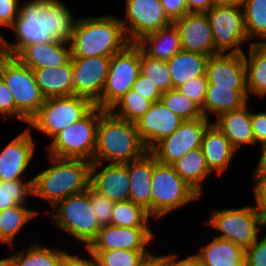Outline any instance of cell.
Listing matches in <instances>:
<instances>
[{
  "label": "cell",
  "instance_id": "52a82bcc",
  "mask_svg": "<svg viewBox=\"0 0 266 266\" xmlns=\"http://www.w3.org/2000/svg\"><path fill=\"white\" fill-rule=\"evenodd\" d=\"M104 111L94 106L79 121L59 132L48 145V153L57 158L84 159L92 162L99 118Z\"/></svg>",
  "mask_w": 266,
  "mask_h": 266
},
{
  "label": "cell",
  "instance_id": "bcb514c9",
  "mask_svg": "<svg viewBox=\"0 0 266 266\" xmlns=\"http://www.w3.org/2000/svg\"><path fill=\"white\" fill-rule=\"evenodd\" d=\"M245 249V266H266V234Z\"/></svg>",
  "mask_w": 266,
  "mask_h": 266
},
{
  "label": "cell",
  "instance_id": "d6a6232c",
  "mask_svg": "<svg viewBox=\"0 0 266 266\" xmlns=\"http://www.w3.org/2000/svg\"><path fill=\"white\" fill-rule=\"evenodd\" d=\"M37 210L26 208L25 204H18L0 211V229L2 243L13 246L18 232L30 219L37 215Z\"/></svg>",
  "mask_w": 266,
  "mask_h": 266
},
{
  "label": "cell",
  "instance_id": "680465c9",
  "mask_svg": "<svg viewBox=\"0 0 266 266\" xmlns=\"http://www.w3.org/2000/svg\"><path fill=\"white\" fill-rule=\"evenodd\" d=\"M0 266H15V263L13 262V259L8 256L6 258L0 259Z\"/></svg>",
  "mask_w": 266,
  "mask_h": 266
},
{
  "label": "cell",
  "instance_id": "ab89813d",
  "mask_svg": "<svg viewBox=\"0 0 266 266\" xmlns=\"http://www.w3.org/2000/svg\"><path fill=\"white\" fill-rule=\"evenodd\" d=\"M32 180L0 181V211L18 204H26L33 196Z\"/></svg>",
  "mask_w": 266,
  "mask_h": 266
},
{
  "label": "cell",
  "instance_id": "9a60e30c",
  "mask_svg": "<svg viewBox=\"0 0 266 266\" xmlns=\"http://www.w3.org/2000/svg\"><path fill=\"white\" fill-rule=\"evenodd\" d=\"M111 57H71L73 95L82 96L95 104L103 93Z\"/></svg>",
  "mask_w": 266,
  "mask_h": 266
},
{
  "label": "cell",
  "instance_id": "9f6ffc18",
  "mask_svg": "<svg viewBox=\"0 0 266 266\" xmlns=\"http://www.w3.org/2000/svg\"><path fill=\"white\" fill-rule=\"evenodd\" d=\"M244 0H211L213 6H242Z\"/></svg>",
  "mask_w": 266,
  "mask_h": 266
},
{
  "label": "cell",
  "instance_id": "ba28073f",
  "mask_svg": "<svg viewBox=\"0 0 266 266\" xmlns=\"http://www.w3.org/2000/svg\"><path fill=\"white\" fill-rule=\"evenodd\" d=\"M205 224L220 232L216 237L227 239L242 247H250L263 226L262 210L255 204L238 208L213 209Z\"/></svg>",
  "mask_w": 266,
  "mask_h": 266
},
{
  "label": "cell",
  "instance_id": "6125c7cd",
  "mask_svg": "<svg viewBox=\"0 0 266 266\" xmlns=\"http://www.w3.org/2000/svg\"><path fill=\"white\" fill-rule=\"evenodd\" d=\"M0 243H2V234H1V229H0Z\"/></svg>",
  "mask_w": 266,
  "mask_h": 266
},
{
  "label": "cell",
  "instance_id": "7bdbcfd3",
  "mask_svg": "<svg viewBox=\"0 0 266 266\" xmlns=\"http://www.w3.org/2000/svg\"><path fill=\"white\" fill-rule=\"evenodd\" d=\"M207 85L208 81L206 75H204L190 79L177 89L202 108L205 101Z\"/></svg>",
  "mask_w": 266,
  "mask_h": 266
},
{
  "label": "cell",
  "instance_id": "7a4b0ae2",
  "mask_svg": "<svg viewBox=\"0 0 266 266\" xmlns=\"http://www.w3.org/2000/svg\"><path fill=\"white\" fill-rule=\"evenodd\" d=\"M129 44L121 18L113 14L83 17L74 23L71 57H111Z\"/></svg>",
  "mask_w": 266,
  "mask_h": 266
},
{
  "label": "cell",
  "instance_id": "8d00e7d4",
  "mask_svg": "<svg viewBox=\"0 0 266 266\" xmlns=\"http://www.w3.org/2000/svg\"><path fill=\"white\" fill-rule=\"evenodd\" d=\"M242 7L248 39L259 38L252 43H259L260 39V41L265 40L266 0H244Z\"/></svg>",
  "mask_w": 266,
  "mask_h": 266
},
{
  "label": "cell",
  "instance_id": "e575fe53",
  "mask_svg": "<svg viewBox=\"0 0 266 266\" xmlns=\"http://www.w3.org/2000/svg\"><path fill=\"white\" fill-rule=\"evenodd\" d=\"M150 214L131 200L114 203L111 224L119 227H149ZM149 222V223H148Z\"/></svg>",
  "mask_w": 266,
  "mask_h": 266
},
{
  "label": "cell",
  "instance_id": "4dcf8cb0",
  "mask_svg": "<svg viewBox=\"0 0 266 266\" xmlns=\"http://www.w3.org/2000/svg\"><path fill=\"white\" fill-rule=\"evenodd\" d=\"M248 56L243 53L248 96H266V50L259 43L250 42Z\"/></svg>",
  "mask_w": 266,
  "mask_h": 266
},
{
  "label": "cell",
  "instance_id": "5bb4252c",
  "mask_svg": "<svg viewBox=\"0 0 266 266\" xmlns=\"http://www.w3.org/2000/svg\"><path fill=\"white\" fill-rule=\"evenodd\" d=\"M124 19H121L130 43L158 31L172 21L166 16L160 0H126Z\"/></svg>",
  "mask_w": 266,
  "mask_h": 266
},
{
  "label": "cell",
  "instance_id": "f546056e",
  "mask_svg": "<svg viewBox=\"0 0 266 266\" xmlns=\"http://www.w3.org/2000/svg\"><path fill=\"white\" fill-rule=\"evenodd\" d=\"M209 56L180 50L167 61L172 89H177L192 78L205 75Z\"/></svg>",
  "mask_w": 266,
  "mask_h": 266
},
{
  "label": "cell",
  "instance_id": "816d5d0a",
  "mask_svg": "<svg viewBox=\"0 0 266 266\" xmlns=\"http://www.w3.org/2000/svg\"><path fill=\"white\" fill-rule=\"evenodd\" d=\"M85 249L91 259L76 254L71 255L64 251L60 266H98L95 255L87 247Z\"/></svg>",
  "mask_w": 266,
  "mask_h": 266
},
{
  "label": "cell",
  "instance_id": "30bf717a",
  "mask_svg": "<svg viewBox=\"0 0 266 266\" xmlns=\"http://www.w3.org/2000/svg\"><path fill=\"white\" fill-rule=\"evenodd\" d=\"M94 106L89 99L82 96L48 98L45 99L39 112L29 121V126L52 139L83 118Z\"/></svg>",
  "mask_w": 266,
  "mask_h": 266
},
{
  "label": "cell",
  "instance_id": "2e32d148",
  "mask_svg": "<svg viewBox=\"0 0 266 266\" xmlns=\"http://www.w3.org/2000/svg\"><path fill=\"white\" fill-rule=\"evenodd\" d=\"M155 235L150 227L103 226L87 247L89 250L148 251L147 246Z\"/></svg>",
  "mask_w": 266,
  "mask_h": 266
},
{
  "label": "cell",
  "instance_id": "f1b7e54d",
  "mask_svg": "<svg viewBox=\"0 0 266 266\" xmlns=\"http://www.w3.org/2000/svg\"><path fill=\"white\" fill-rule=\"evenodd\" d=\"M248 100L247 90H234L232 87H216L214 84H208L201 112L203 117L210 120V113L217 118L222 113L244 107L248 104Z\"/></svg>",
  "mask_w": 266,
  "mask_h": 266
},
{
  "label": "cell",
  "instance_id": "4fadbf2b",
  "mask_svg": "<svg viewBox=\"0 0 266 266\" xmlns=\"http://www.w3.org/2000/svg\"><path fill=\"white\" fill-rule=\"evenodd\" d=\"M210 124L211 121L203 116L185 120L172 135L159 141L150 152L157 162L172 165L186 153L201 147L204 132Z\"/></svg>",
  "mask_w": 266,
  "mask_h": 266
},
{
  "label": "cell",
  "instance_id": "4316f807",
  "mask_svg": "<svg viewBox=\"0 0 266 266\" xmlns=\"http://www.w3.org/2000/svg\"><path fill=\"white\" fill-rule=\"evenodd\" d=\"M135 44L146 55L162 61L170 60L182 50L179 32L173 22L158 31L144 35Z\"/></svg>",
  "mask_w": 266,
  "mask_h": 266
},
{
  "label": "cell",
  "instance_id": "7dc6e473",
  "mask_svg": "<svg viewBox=\"0 0 266 266\" xmlns=\"http://www.w3.org/2000/svg\"><path fill=\"white\" fill-rule=\"evenodd\" d=\"M253 196L255 204L263 210L266 207V170L255 168L253 174Z\"/></svg>",
  "mask_w": 266,
  "mask_h": 266
},
{
  "label": "cell",
  "instance_id": "e0dca14e",
  "mask_svg": "<svg viewBox=\"0 0 266 266\" xmlns=\"http://www.w3.org/2000/svg\"><path fill=\"white\" fill-rule=\"evenodd\" d=\"M89 186L95 192L106 196L114 203L128 201L130 195V177L127 163H91Z\"/></svg>",
  "mask_w": 266,
  "mask_h": 266
},
{
  "label": "cell",
  "instance_id": "11a10c76",
  "mask_svg": "<svg viewBox=\"0 0 266 266\" xmlns=\"http://www.w3.org/2000/svg\"><path fill=\"white\" fill-rule=\"evenodd\" d=\"M149 252L139 266H166V255H153Z\"/></svg>",
  "mask_w": 266,
  "mask_h": 266
},
{
  "label": "cell",
  "instance_id": "d590c367",
  "mask_svg": "<svg viewBox=\"0 0 266 266\" xmlns=\"http://www.w3.org/2000/svg\"><path fill=\"white\" fill-rule=\"evenodd\" d=\"M151 104L149 100L131 89L120 97L108 110L118 118L137 123L149 110Z\"/></svg>",
  "mask_w": 266,
  "mask_h": 266
},
{
  "label": "cell",
  "instance_id": "7c38bea8",
  "mask_svg": "<svg viewBox=\"0 0 266 266\" xmlns=\"http://www.w3.org/2000/svg\"><path fill=\"white\" fill-rule=\"evenodd\" d=\"M140 74V48L130 43L123 51L111 56L108 77L101 98L94 104L108 110L132 86Z\"/></svg>",
  "mask_w": 266,
  "mask_h": 266
},
{
  "label": "cell",
  "instance_id": "ac0fdd59",
  "mask_svg": "<svg viewBox=\"0 0 266 266\" xmlns=\"http://www.w3.org/2000/svg\"><path fill=\"white\" fill-rule=\"evenodd\" d=\"M32 128L27 127L12 139L0 152V181L22 180L25 170L35 155Z\"/></svg>",
  "mask_w": 266,
  "mask_h": 266
},
{
  "label": "cell",
  "instance_id": "94428289",
  "mask_svg": "<svg viewBox=\"0 0 266 266\" xmlns=\"http://www.w3.org/2000/svg\"><path fill=\"white\" fill-rule=\"evenodd\" d=\"M259 44L266 50V39L259 41Z\"/></svg>",
  "mask_w": 266,
  "mask_h": 266
},
{
  "label": "cell",
  "instance_id": "db71d44e",
  "mask_svg": "<svg viewBox=\"0 0 266 266\" xmlns=\"http://www.w3.org/2000/svg\"><path fill=\"white\" fill-rule=\"evenodd\" d=\"M189 13H206L211 7V0H186Z\"/></svg>",
  "mask_w": 266,
  "mask_h": 266
},
{
  "label": "cell",
  "instance_id": "5b68a950",
  "mask_svg": "<svg viewBox=\"0 0 266 266\" xmlns=\"http://www.w3.org/2000/svg\"><path fill=\"white\" fill-rule=\"evenodd\" d=\"M151 189L150 216L155 220L201 197L175 172L172 165L157 162L154 155Z\"/></svg>",
  "mask_w": 266,
  "mask_h": 266
},
{
  "label": "cell",
  "instance_id": "6da1fadb",
  "mask_svg": "<svg viewBox=\"0 0 266 266\" xmlns=\"http://www.w3.org/2000/svg\"><path fill=\"white\" fill-rule=\"evenodd\" d=\"M60 0H28L21 3L13 22L15 43L8 42L0 31V52L15 56L23 47L55 40L70 42L76 19Z\"/></svg>",
  "mask_w": 266,
  "mask_h": 266
},
{
  "label": "cell",
  "instance_id": "91938a15",
  "mask_svg": "<svg viewBox=\"0 0 266 266\" xmlns=\"http://www.w3.org/2000/svg\"><path fill=\"white\" fill-rule=\"evenodd\" d=\"M263 227H266V207L262 210Z\"/></svg>",
  "mask_w": 266,
  "mask_h": 266
},
{
  "label": "cell",
  "instance_id": "681fc988",
  "mask_svg": "<svg viewBox=\"0 0 266 266\" xmlns=\"http://www.w3.org/2000/svg\"><path fill=\"white\" fill-rule=\"evenodd\" d=\"M251 124L254 135L255 144L260 146L266 144V111L260 113L251 112Z\"/></svg>",
  "mask_w": 266,
  "mask_h": 266
},
{
  "label": "cell",
  "instance_id": "d4e9b609",
  "mask_svg": "<svg viewBox=\"0 0 266 266\" xmlns=\"http://www.w3.org/2000/svg\"><path fill=\"white\" fill-rule=\"evenodd\" d=\"M130 177L131 200L150 214V192L152 191L153 154L148 151L141 158L127 163Z\"/></svg>",
  "mask_w": 266,
  "mask_h": 266
},
{
  "label": "cell",
  "instance_id": "6f0895ef",
  "mask_svg": "<svg viewBox=\"0 0 266 266\" xmlns=\"http://www.w3.org/2000/svg\"><path fill=\"white\" fill-rule=\"evenodd\" d=\"M256 168L266 170V144L261 146V154Z\"/></svg>",
  "mask_w": 266,
  "mask_h": 266
},
{
  "label": "cell",
  "instance_id": "83f0119b",
  "mask_svg": "<svg viewBox=\"0 0 266 266\" xmlns=\"http://www.w3.org/2000/svg\"><path fill=\"white\" fill-rule=\"evenodd\" d=\"M199 250L200 266H245V250L227 239L215 237Z\"/></svg>",
  "mask_w": 266,
  "mask_h": 266
},
{
  "label": "cell",
  "instance_id": "f907efd6",
  "mask_svg": "<svg viewBox=\"0 0 266 266\" xmlns=\"http://www.w3.org/2000/svg\"><path fill=\"white\" fill-rule=\"evenodd\" d=\"M166 16L173 22L189 13L186 0H160Z\"/></svg>",
  "mask_w": 266,
  "mask_h": 266
},
{
  "label": "cell",
  "instance_id": "8fae6325",
  "mask_svg": "<svg viewBox=\"0 0 266 266\" xmlns=\"http://www.w3.org/2000/svg\"><path fill=\"white\" fill-rule=\"evenodd\" d=\"M215 54H242L248 41L242 6H213L207 12Z\"/></svg>",
  "mask_w": 266,
  "mask_h": 266
},
{
  "label": "cell",
  "instance_id": "f35d334b",
  "mask_svg": "<svg viewBox=\"0 0 266 266\" xmlns=\"http://www.w3.org/2000/svg\"><path fill=\"white\" fill-rule=\"evenodd\" d=\"M140 72L149 77L150 81L157 86L161 92L172 89L171 76L167 61L152 58L140 49Z\"/></svg>",
  "mask_w": 266,
  "mask_h": 266
},
{
  "label": "cell",
  "instance_id": "836d02e7",
  "mask_svg": "<svg viewBox=\"0 0 266 266\" xmlns=\"http://www.w3.org/2000/svg\"><path fill=\"white\" fill-rule=\"evenodd\" d=\"M63 253L64 251L58 248H48L36 243L27 250L14 252L10 257L15 266H60Z\"/></svg>",
  "mask_w": 266,
  "mask_h": 266
},
{
  "label": "cell",
  "instance_id": "74e56055",
  "mask_svg": "<svg viewBox=\"0 0 266 266\" xmlns=\"http://www.w3.org/2000/svg\"><path fill=\"white\" fill-rule=\"evenodd\" d=\"M162 103L183 121L202 117L201 108L178 89L162 92Z\"/></svg>",
  "mask_w": 266,
  "mask_h": 266
},
{
  "label": "cell",
  "instance_id": "d6986e66",
  "mask_svg": "<svg viewBox=\"0 0 266 266\" xmlns=\"http://www.w3.org/2000/svg\"><path fill=\"white\" fill-rule=\"evenodd\" d=\"M182 122L160 100L151 104L136 126L140 139L150 151L159 141L172 135Z\"/></svg>",
  "mask_w": 266,
  "mask_h": 266
},
{
  "label": "cell",
  "instance_id": "8992f818",
  "mask_svg": "<svg viewBox=\"0 0 266 266\" xmlns=\"http://www.w3.org/2000/svg\"><path fill=\"white\" fill-rule=\"evenodd\" d=\"M55 212H47L54 226L70 234L84 247H88L97 237L102 228L97 221L92 207L91 193L86 190L82 193L71 195L54 207Z\"/></svg>",
  "mask_w": 266,
  "mask_h": 266
},
{
  "label": "cell",
  "instance_id": "60d3db41",
  "mask_svg": "<svg viewBox=\"0 0 266 266\" xmlns=\"http://www.w3.org/2000/svg\"><path fill=\"white\" fill-rule=\"evenodd\" d=\"M98 266H139L149 251L132 250H90Z\"/></svg>",
  "mask_w": 266,
  "mask_h": 266
},
{
  "label": "cell",
  "instance_id": "9c48e42d",
  "mask_svg": "<svg viewBox=\"0 0 266 266\" xmlns=\"http://www.w3.org/2000/svg\"><path fill=\"white\" fill-rule=\"evenodd\" d=\"M0 78L8 86L16 109L30 121L45 101L33 70L15 56L0 52Z\"/></svg>",
  "mask_w": 266,
  "mask_h": 266
},
{
  "label": "cell",
  "instance_id": "7402d4cb",
  "mask_svg": "<svg viewBox=\"0 0 266 266\" xmlns=\"http://www.w3.org/2000/svg\"><path fill=\"white\" fill-rule=\"evenodd\" d=\"M71 56L70 42L59 40L27 45L15 55L22 64L31 69L62 66Z\"/></svg>",
  "mask_w": 266,
  "mask_h": 266
},
{
  "label": "cell",
  "instance_id": "c3c4849f",
  "mask_svg": "<svg viewBox=\"0 0 266 266\" xmlns=\"http://www.w3.org/2000/svg\"><path fill=\"white\" fill-rule=\"evenodd\" d=\"M19 12V0H0V26L10 28Z\"/></svg>",
  "mask_w": 266,
  "mask_h": 266
},
{
  "label": "cell",
  "instance_id": "ee69618b",
  "mask_svg": "<svg viewBox=\"0 0 266 266\" xmlns=\"http://www.w3.org/2000/svg\"><path fill=\"white\" fill-rule=\"evenodd\" d=\"M0 115L4 117H16L18 120L24 121L29 124V121L16 109L12 94L5 84V82L0 78ZM8 116V117H7Z\"/></svg>",
  "mask_w": 266,
  "mask_h": 266
},
{
  "label": "cell",
  "instance_id": "b9f144b4",
  "mask_svg": "<svg viewBox=\"0 0 266 266\" xmlns=\"http://www.w3.org/2000/svg\"><path fill=\"white\" fill-rule=\"evenodd\" d=\"M91 193L92 207L98 223L101 227L111 224L114 202L95 192L90 186L87 189Z\"/></svg>",
  "mask_w": 266,
  "mask_h": 266
},
{
  "label": "cell",
  "instance_id": "cb8c5ba5",
  "mask_svg": "<svg viewBox=\"0 0 266 266\" xmlns=\"http://www.w3.org/2000/svg\"><path fill=\"white\" fill-rule=\"evenodd\" d=\"M247 105L240 109L222 113L212 122L223 132L236 151L242 145H255L251 111Z\"/></svg>",
  "mask_w": 266,
  "mask_h": 266
},
{
  "label": "cell",
  "instance_id": "44dd1931",
  "mask_svg": "<svg viewBox=\"0 0 266 266\" xmlns=\"http://www.w3.org/2000/svg\"><path fill=\"white\" fill-rule=\"evenodd\" d=\"M205 75L208 84H214L216 87H232L234 90H247L243 53H218L209 56Z\"/></svg>",
  "mask_w": 266,
  "mask_h": 266
},
{
  "label": "cell",
  "instance_id": "f5cc1de1",
  "mask_svg": "<svg viewBox=\"0 0 266 266\" xmlns=\"http://www.w3.org/2000/svg\"><path fill=\"white\" fill-rule=\"evenodd\" d=\"M178 254H167L166 255V266H200L198 259L195 255H190L184 259L178 260L180 257Z\"/></svg>",
  "mask_w": 266,
  "mask_h": 266
},
{
  "label": "cell",
  "instance_id": "1f68e13d",
  "mask_svg": "<svg viewBox=\"0 0 266 266\" xmlns=\"http://www.w3.org/2000/svg\"><path fill=\"white\" fill-rule=\"evenodd\" d=\"M175 172L186 181L200 195L206 178L212 172L209 170L204 154L200 147L186 153L182 158L172 164Z\"/></svg>",
  "mask_w": 266,
  "mask_h": 266
},
{
  "label": "cell",
  "instance_id": "ffe728a7",
  "mask_svg": "<svg viewBox=\"0 0 266 266\" xmlns=\"http://www.w3.org/2000/svg\"><path fill=\"white\" fill-rule=\"evenodd\" d=\"M181 40L182 50L206 56L215 55V46L206 13H187L173 21Z\"/></svg>",
  "mask_w": 266,
  "mask_h": 266
},
{
  "label": "cell",
  "instance_id": "484cf974",
  "mask_svg": "<svg viewBox=\"0 0 266 266\" xmlns=\"http://www.w3.org/2000/svg\"><path fill=\"white\" fill-rule=\"evenodd\" d=\"M32 70L40 92L45 99L73 95L71 59L62 66Z\"/></svg>",
  "mask_w": 266,
  "mask_h": 266
},
{
  "label": "cell",
  "instance_id": "f6af8a7d",
  "mask_svg": "<svg viewBox=\"0 0 266 266\" xmlns=\"http://www.w3.org/2000/svg\"><path fill=\"white\" fill-rule=\"evenodd\" d=\"M132 90L151 103L161 100L162 92L160 89L150 81L149 77L143 75L141 72L134 82Z\"/></svg>",
  "mask_w": 266,
  "mask_h": 266
},
{
  "label": "cell",
  "instance_id": "603a6c76",
  "mask_svg": "<svg viewBox=\"0 0 266 266\" xmlns=\"http://www.w3.org/2000/svg\"><path fill=\"white\" fill-rule=\"evenodd\" d=\"M200 148L209 170L218 175L229 168L236 155L230 141L213 123L206 128Z\"/></svg>",
  "mask_w": 266,
  "mask_h": 266
},
{
  "label": "cell",
  "instance_id": "3957f363",
  "mask_svg": "<svg viewBox=\"0 0 266 266\" xmlns=\"http://www.w3.org/2000/svg\"><path fill=\"white\" fill-rule=\"evenodd\" d=\"M146 152L148 149L139 137L136 123L118 118L109 110L100 115L91 163L125 164Z\"/></svg>",
  "mask_w": 266,
  "mask_h": 266
},
{
  "label": "cell",
  "instance_id": "277c9868",
  "mask_svg": "<svg viewBox=\"0 0 266 266\" xmlns=\"http://www.w3.org/2000/svg\"><path fill=\"white\" fill-rule=\"evenodd\" d=\"M32 180L33 196L54 207L61 200L86 191L90 182L91 162L84 159L57 158Z\"/></svg>",
  "mask_w": 266,
  "mask_h": 266
}]
</instances>
